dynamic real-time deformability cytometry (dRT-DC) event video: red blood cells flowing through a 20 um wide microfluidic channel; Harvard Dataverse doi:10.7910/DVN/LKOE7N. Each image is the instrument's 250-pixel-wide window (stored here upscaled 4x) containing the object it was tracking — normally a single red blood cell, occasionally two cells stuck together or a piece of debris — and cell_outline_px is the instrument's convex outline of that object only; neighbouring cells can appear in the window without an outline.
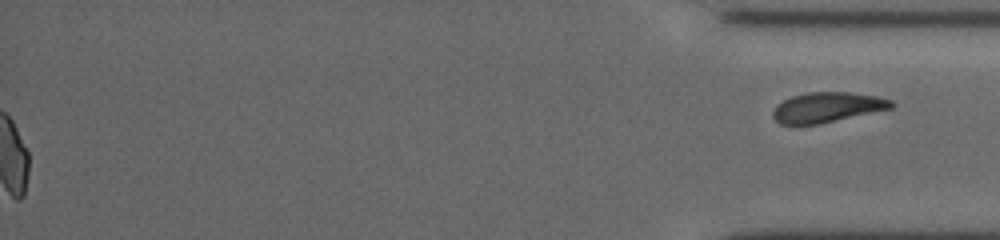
{"species": "common noctule bat (a hibernating species)", "species_latin": "Nyctalus noctula", "temperature_condition": "cold", "stored_images_in_passage": 53, "segment_of_instrument_passage": [2, 2], "camera_frame_rate_fps": 3000, "um_per_image_px": 0.085, "animal": {"sex": "female", "body_mass_g": 19.5, "forearm_length_mm": 54.1}, "frame": {"image": 1, "passage_image": 53, "time_ms": 17.333, "image_size_px": [1000, 240], "cell_outline_px": [[896, 104], [892, 108], [820, 124], [780, 124], [772, 116], [772, 112], [776, 104], [792, 96], [808, 92], [848, 92], [880, 96], [892, 100]], "centroid_in_image_um": [70.33, 9.11], "position_along_channel_um": 364.9, "area_um2": 20.87}}